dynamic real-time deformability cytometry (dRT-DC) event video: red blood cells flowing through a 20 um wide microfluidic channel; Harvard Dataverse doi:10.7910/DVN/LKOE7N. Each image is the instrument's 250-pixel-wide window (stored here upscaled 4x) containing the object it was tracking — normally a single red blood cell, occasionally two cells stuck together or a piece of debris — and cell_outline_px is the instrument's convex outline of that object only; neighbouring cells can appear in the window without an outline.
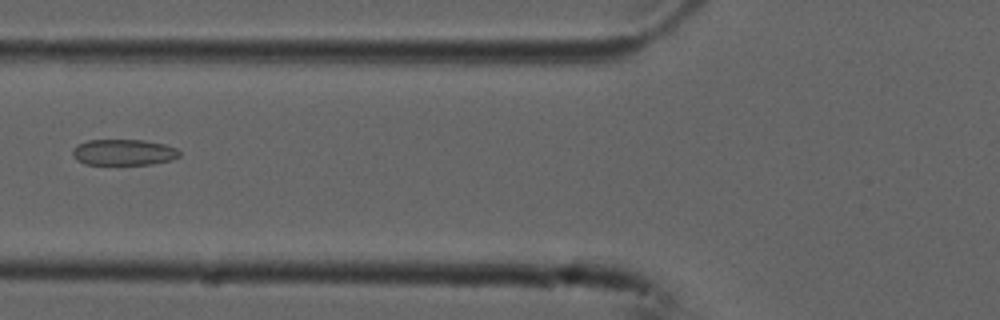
{"species": "common noctule bat (a hibernating species)", "species_latin": "Nyctalus noctula", "temperature_condition": "cold", "stored_images_in_passage": 6, "camera_frame_rate_fps": 3000, "um_per_image_px": 0.085, "animal": {"sex": "male", "forearm_length_mm": 52.5}, "frame": {"image": 1, "passage_image": 6, "time_ms": 1.667, "image_size_px": [1000, 320], "cell_outline_px": [[180, 156], [172, 160], [152, 164], [84, 164], [76, 160], [72, 156], [72, 148], [76, 144], [88, 140], [144, 140], [164, 144], [176, 148], [180, 152]], "centroid_in_image_um": [10.48, 12.94], "position_along_channel_um": 115.3, "area_um2": 16.36}}